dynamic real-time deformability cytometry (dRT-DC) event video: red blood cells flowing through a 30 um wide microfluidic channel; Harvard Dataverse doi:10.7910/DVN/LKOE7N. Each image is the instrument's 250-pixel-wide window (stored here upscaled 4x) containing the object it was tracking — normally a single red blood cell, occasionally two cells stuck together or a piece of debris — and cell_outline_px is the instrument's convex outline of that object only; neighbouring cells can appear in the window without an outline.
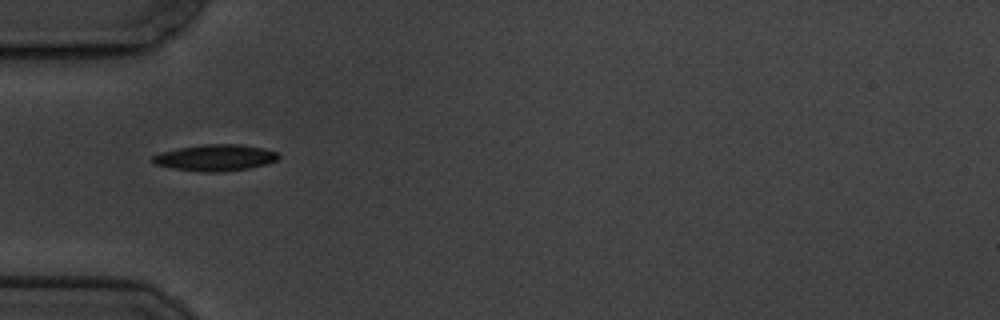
{"species": "common noctule bat (a hibernating species)", "species_latin": "Nyctalus noctula", "temperature_condition": "cold", "stored_images_in_passage": 9, "camera_frame_rate_fps": 3000, "um_per_image_px": 0.085, "animal": {"sex": "male", "body_mass_g": 19.5, "forearm_length_mm": 54.6}, "frame": {"image": 1, "passage_image": 1, "time_ms": 0.0, "image_size_px": [1000, 320], "cell_outline_px": [[280, 156], [276, 160], [268, 164], [248, 168], [220, 172], [200, 172], [172, 168], [152, 164], [152, 156], [160, 152], [180, 148], [204, 144], [240, 144], [260, 148], [276, 152]], "centroid_in_image_um": [18.26, 13.41], "position_along_channel_um": 66.7, "area_um2": 19.31}}
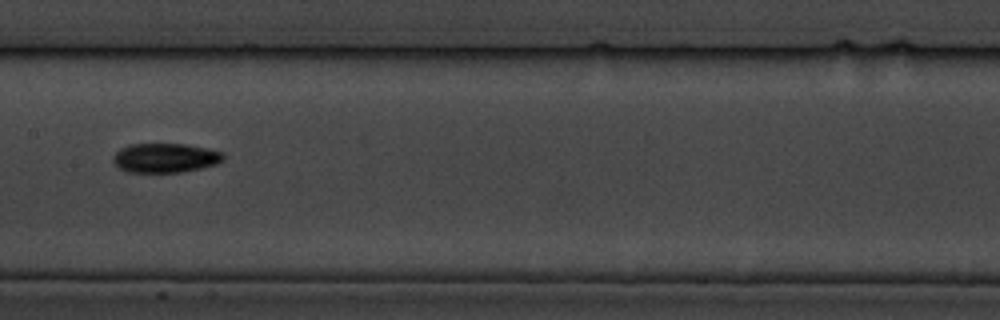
{"frame": {"image": 2, "passage_image": 4, "time_ms": 3.667, "image_size_px": [1000, 320], "cell_outline_px": [[224, 160], [216, 164], [200, 168], [180, 172], [128, 172], [120, 168], [112, 160], [112, 156], [120, 148], [132, 144], [184, 144], [224, 152]], "centroid_in_image_um": [14.04, 13.42], "position_along_channel_um": 193.4, "area_um2": 18.73}}
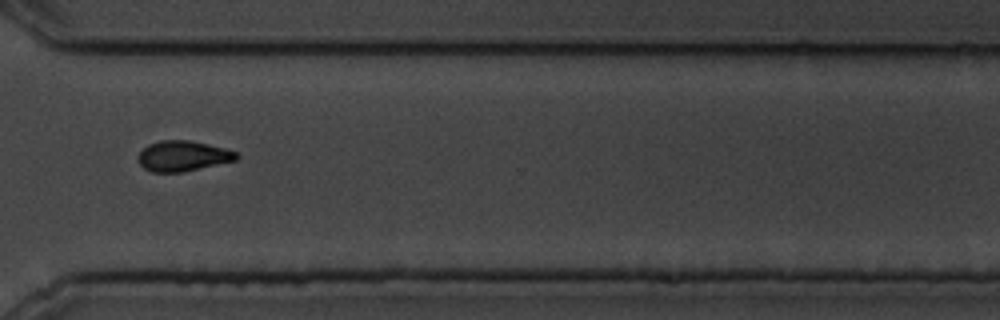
{"frame": {"image": 3, "passage_image": 8, "time_ms": 8.333, "image_size_px": [1000, 320], "cell_outline_px": [[240, 156], [236, 160], [180, 172], [152, 172], [144, 168], [140, 164], [140, 152], [148, 144], [160, 140], [188, 140], [208, 144], [224, 148], [236, 152]], "centroid_in_image_um": [15.55, 13.25], "position_along_channel_um": 355.0, "area_um2": 17.11}}